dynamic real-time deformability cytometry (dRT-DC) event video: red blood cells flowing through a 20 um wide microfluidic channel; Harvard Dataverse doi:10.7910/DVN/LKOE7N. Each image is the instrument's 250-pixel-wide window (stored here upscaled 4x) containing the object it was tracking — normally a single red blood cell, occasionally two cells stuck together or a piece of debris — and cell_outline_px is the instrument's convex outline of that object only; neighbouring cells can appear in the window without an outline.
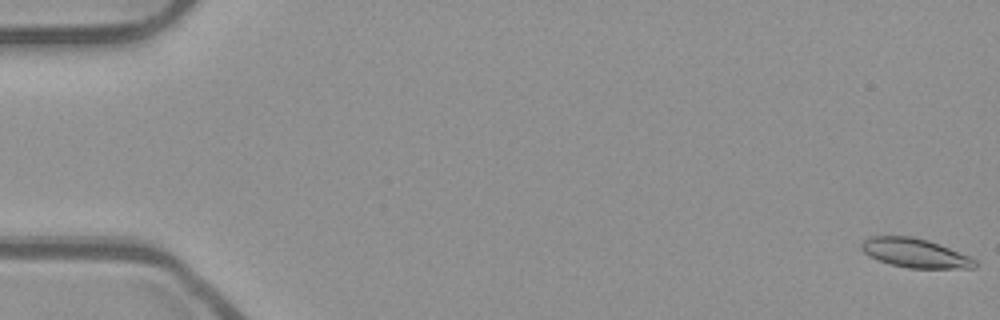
{"species": "common noctule bat (a hibernating species)", "species_latin": "Nyctalus noctula", "temperature_condition": "room temperature", "stored_images_in_passage": 12, "camera_frame_rate_fps": 3000, "um_per_image_px": 0.085, "animal": {"sex": "male", "body_mass_g": 23.1, "forearm_length_mm": 52.7}, "frame": {"image": 1, "passage_image": 1, "time_ms": 0.0, "image_size_px": [1000, 320], "cell_outline_px": [[976, 268], [908, 268], [892, 264], [868, 256], [860, 248], [860, 244], [868, 236], [912, 236], [928, 240], [940, 244], [968, 256], [976, 260]], "centroid_in_image_um": [77.75, 21.5], "position_along_channel_um": 7.2, "area_um2": 19.19}}